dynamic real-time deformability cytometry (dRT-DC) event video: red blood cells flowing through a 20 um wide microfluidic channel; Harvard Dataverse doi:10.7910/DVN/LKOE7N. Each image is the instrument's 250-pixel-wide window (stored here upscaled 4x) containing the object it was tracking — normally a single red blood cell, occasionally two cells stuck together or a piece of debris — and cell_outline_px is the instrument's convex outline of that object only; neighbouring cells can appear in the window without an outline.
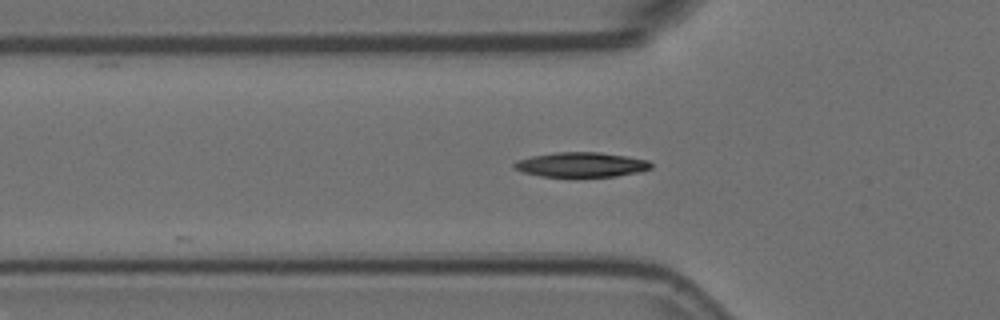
{"species": "Egyptian fruit bat (a non-hibernating species)", "species_latin": "Rousettus aegyptiacus", "temperature_condition": "room temperature", "stored_images_in_passage": 22, "camera_frame_rate_fps": 3000, "um_per_image_px": 0.085, "animal": {"sex": "female"}, "frame": {"image": 1, "passage_image": 5, "time_ms": 1.333, "image_size_px": [1000, 320], "cell_outline_px": [[652, 168], [640, 172], [616, 176], [540, 176], [524, 172], [512, 168], [512, 164], [516, 160], [532, 156], [556, 152], [600, 152], [648, 160], [652, 164]], "centroid_in_image_um": [49.39, 13.99], "position_along_channel_um": 76.4, "area_um2": 19.65}}
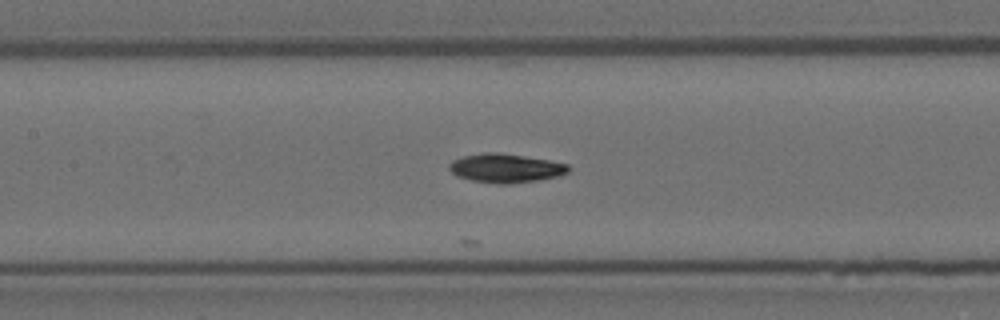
{"frame": {"image": 2, "passage_image": 12, "time_ms": 3.667, "image_size_px": [1000, 320], "cell_outline_px": [[568, 172], [556, 176], [540, 180], [512, 184], [496, 184], [472, 180], [456, 176], [448, 168], [448, 164], [452, 160], [464, 156], [484, 152], [500, 152], [548, 160], [568, 164]], "centroid_in_image_um": [42.94, 14.29], "position_along_channel_um": 164.5, "area_um2": 20.11}}
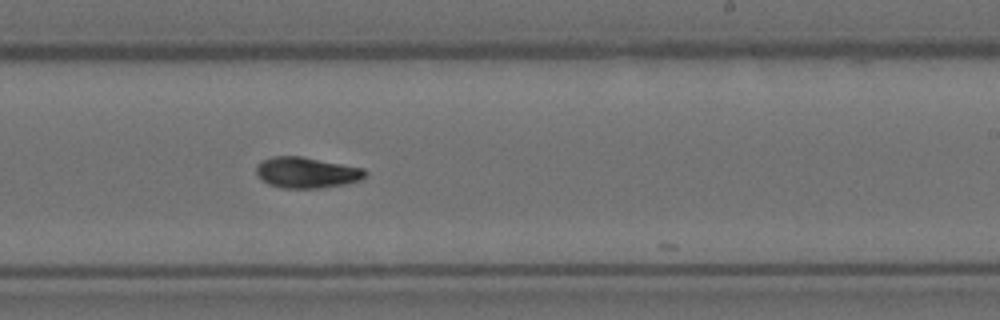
{"frame": {"image": 3, "passage_image": 20, "time_ms": 6.333, "image_size_px": [1000, 320], "cell_outline_px": [[368, 172], [360, 180], [344, 184], [320, 188], [280, 188], [268, 184], [256, 172], [256, 164], [260, 160], [272, 156], [300, 156], [364, 168]], "centroid_in_image_um": [26.04, 14.66], "position_along_channel_um": 263.0, "area_um2": 19.59}}